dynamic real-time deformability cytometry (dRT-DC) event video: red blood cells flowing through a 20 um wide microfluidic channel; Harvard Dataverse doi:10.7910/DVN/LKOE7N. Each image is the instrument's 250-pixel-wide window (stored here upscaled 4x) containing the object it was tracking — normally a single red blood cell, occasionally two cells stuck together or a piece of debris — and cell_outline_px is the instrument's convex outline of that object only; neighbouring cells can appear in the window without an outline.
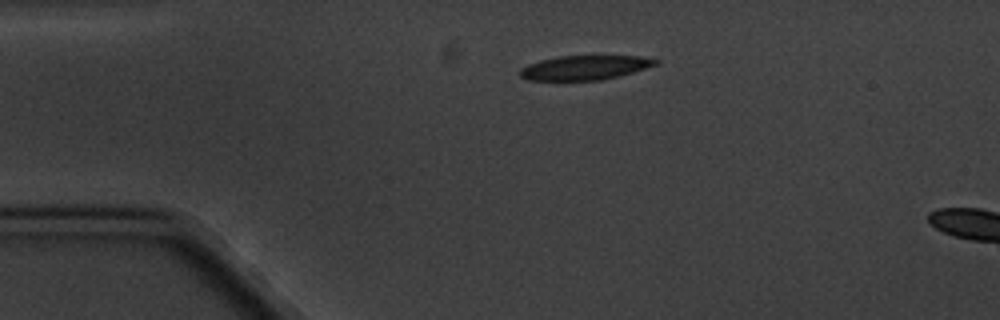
{"species": "common noctule bat (a hibernating species)", "species_latin": "Nyctalus noctula", "temperature_condition": "cold", "stored_images_in_passage": 2, "camera_frame_rate_fps": 3000, "um_per_image_px": 0.085, "animal": {"sex": "male", "body_mass_g": 20.1, "forearm_length_mm": 53.5}, "frame": {"image": 1, "passage_image": 1, "time_ms": 0.0, "image_size_px": [1000, 320], "cell_outline_px": [[660, 64], [620, 76], [600, 80], [528, 80], [520, 76], [520, 68], [528, 64], [540, 60], [560, 56], [640, 56], [660, 60]], "centroid_in_image_um": [49.74, 5.74], "position_along_channel_um": 35.3, "area_um2": 19.31}}